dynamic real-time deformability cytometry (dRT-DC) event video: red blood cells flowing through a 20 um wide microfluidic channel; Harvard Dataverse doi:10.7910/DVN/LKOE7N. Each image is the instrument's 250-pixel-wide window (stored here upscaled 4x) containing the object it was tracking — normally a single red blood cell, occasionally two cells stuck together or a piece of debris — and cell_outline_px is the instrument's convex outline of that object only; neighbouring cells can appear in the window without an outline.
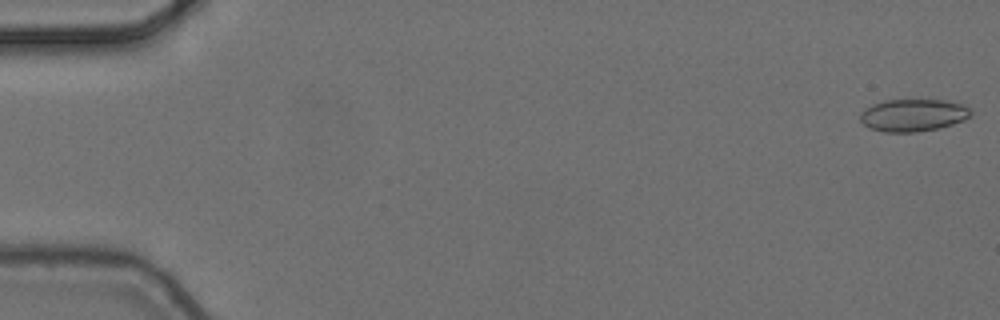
{"species": "common noctule bat (a hibernating species)", "species_latin": "Nyctalus noctula", "temperature_condition": "cold", "stored_images_in_passage": 5, "camera_frame_rate_fps": 3000, "um_per_image_px": 0.085, "animal": {"sex": "female", "body_mass_g": 24.6, "forearm_length_mm": 56.2}, "frame": {"image": 1, "passage_image": 1, "time_ms": 0.0, "image_size_px": [1000, 320], "cell_outline_px": [[972, 116], [964, 120], [952, 124], [936, 128], [916, 132], [884, 132], [868, 128], [860, 120], [860, 112], [864, 108], [872, 104], [884, 100], [944, 100], [964, 104], [972, 112]], "centroid_in_image_um": [77.59, 9.78], "position_along_channel_um": 7.4, "area_um2": 20.98}}
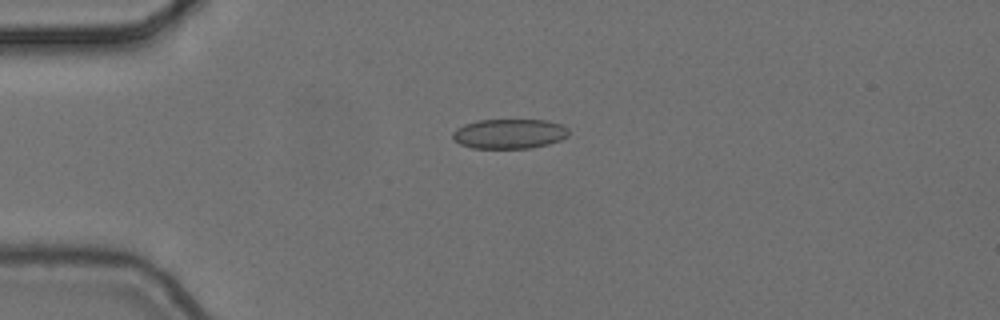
{"frame": {"image": 2, "passage_image": 4, "time_ms": 1.0, "image_size_px": [1000, 320], "cell_outline_px": [[568, 136], [560, 140], [548, 144], [532, 148], [472, 148], [460, 144], [452, 136], [452, 132], [456, 128], [464, 124], [476, 120], [548, 120], [564, 124], [568, 128]], "centroid_in_image_um": [43.31, 11.36], "position_along_channel_um": 41.7, "area_um2": 20.29}}